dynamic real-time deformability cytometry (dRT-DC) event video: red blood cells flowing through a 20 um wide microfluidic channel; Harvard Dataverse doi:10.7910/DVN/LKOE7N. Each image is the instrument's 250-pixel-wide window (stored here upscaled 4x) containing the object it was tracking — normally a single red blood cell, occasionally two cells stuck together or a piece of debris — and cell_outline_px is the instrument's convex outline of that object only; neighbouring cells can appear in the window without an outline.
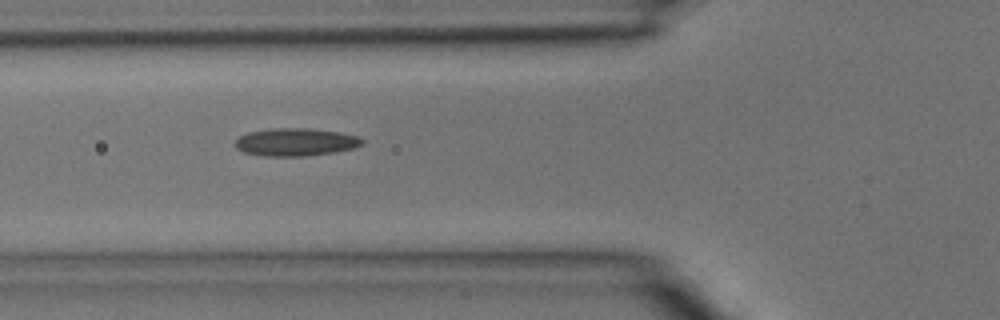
{"species": "common noctule bat (a hibernating species)", "species_latin": "Nyctalus noctula", "temperature_condition": "room temperature", "stored_images_in_passage": 3, "camera_frame_rate_fps": 3000, "um_per_image_px": 0.085, "animal": {"sex": "male", "body_mass_g": 15.6}, "frame": {"image": 1, "passage_image": 3, "time_ms": 0.667, "image_size_px": [1000, 320], "cell_outline_px": [[364, 144], [356, 148], [332, 152], [304, 156], [260, 156], [244, 152], [236, 148], [236, 140], [240, 136], [248, 132], [272, 128], [308, 128], [336, 132], [356, 136], [364, 140]], "centroid_in_image_um": [25.12, 12.08], "position_along_channel_um": 100.7, "area_um2": 20.46}}